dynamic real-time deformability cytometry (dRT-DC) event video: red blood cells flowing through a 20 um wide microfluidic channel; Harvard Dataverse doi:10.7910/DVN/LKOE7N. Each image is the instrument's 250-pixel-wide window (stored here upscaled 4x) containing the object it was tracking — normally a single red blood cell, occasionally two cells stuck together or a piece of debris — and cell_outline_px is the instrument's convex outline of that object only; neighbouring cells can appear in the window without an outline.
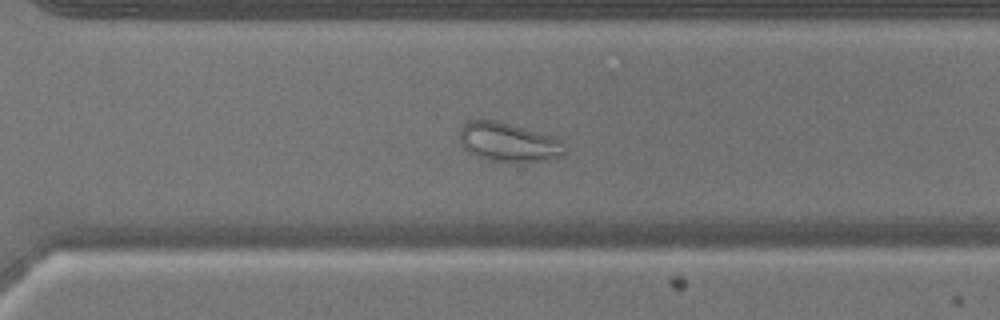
{"species": "common noctule bat (a hibernating species)", "species_latin": "Nyctalus noctula", "temperature_condition": "warm", "stored_images_in_passage": 53, "camera_frame_rate_fps": 3000, "um_per_image_px": 0.085, "animal": {"sex": "male", "body_mass_g": 17.9}, "frame": {"image": 1, "passage_image": 38, "time_ms": 12.333, "image_size_px": [1000, 320], "cell_outline_px": [[564, 152], [556, 156], [544, 160], [492, 160], [476, 156], [464, 148], [460, 140], [460, 128], [468, 120], [496, 120], [552, 136], [560, 140]], "centroid_in_image_um": [43.13, 12.04], "position_along_channel_um": 327.5, "area_um2": 22.89}}